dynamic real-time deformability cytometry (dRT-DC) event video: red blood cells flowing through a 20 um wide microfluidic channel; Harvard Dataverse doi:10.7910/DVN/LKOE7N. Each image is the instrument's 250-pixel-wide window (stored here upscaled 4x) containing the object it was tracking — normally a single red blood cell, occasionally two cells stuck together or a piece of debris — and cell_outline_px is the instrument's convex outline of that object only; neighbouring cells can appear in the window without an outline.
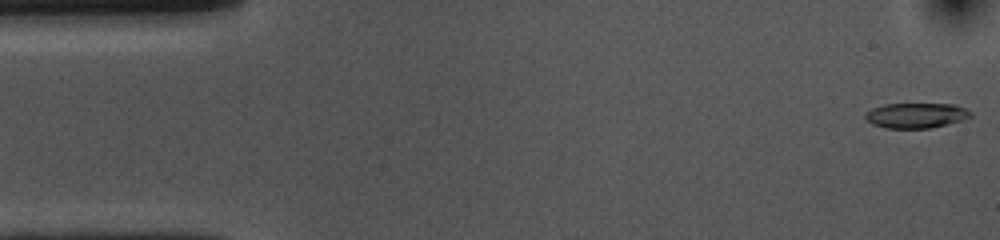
{"species": "common noctule bat (a hibernating species)", "species_latin": "Nyctalus noctula", "temperature_condition": "cold", "stored_images_in_passage": 55, "camera_frame_rate_fps": 3000, "um_per_image_px": 0.085, "animal": {"sex": "female", "body_mass_g": 10.0, "forearm_length_mm": 53.1}, "frame": {"image": 1, "passage_image": 1, "time_ms": 0.0, "image_size_px": [1000, 240], "cell_outline_px": [[972, 116], [960, 120], [932, 128], [888, 128], [872, 124], [864, 116], [872, 108], [884, 104], [952, 104], [964, 108], [972, 112]], "centroid_in_image_um": [77.86, 9.81], "position_along_channel_um": 7.1, "area_um2": 15.2}}
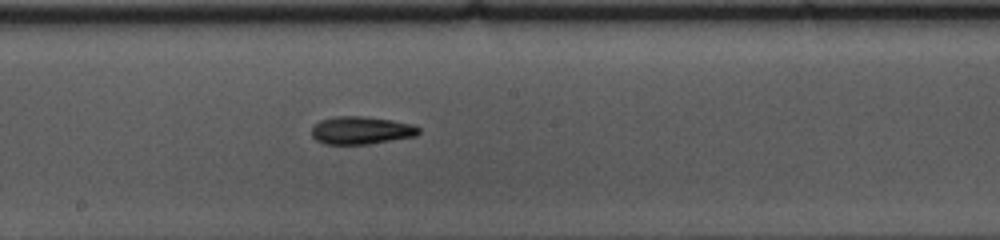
{"frame": {"image": 2, "passage_image": 28, "time_ms": 9.0, "image_size_px": [1000, 240], "cell_outline_px": [[420, 132], [416, 136], [368, 144], [324, 144], [316, 140], [312, 136], [312, 128], [320, 120], [336, 116], [364, 116], [392, 120], [412, 124], [420, 128]], "centroid_in_image_um": [30.7, 11.08], "position_along_channel_um": 217.5, "area_um2": 17.34}}
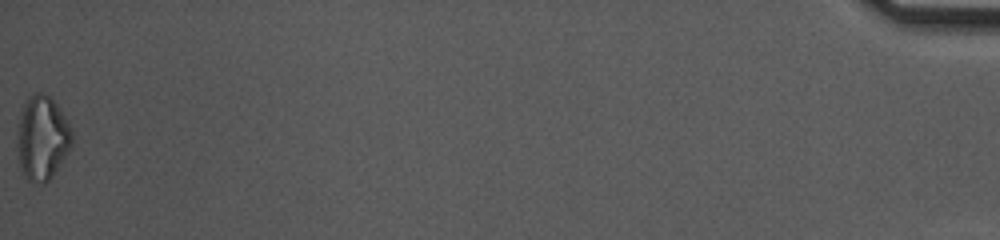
{"frame": {"image": 3, "passage_image": 55, "time_ms": 18.0, "image_size_px": [1000, 240], "cell_outline_px": [[72, 144], [52, 176], [44, 184], [40, 184], [28, 180], [20, 168], [16, 148], [16, 144], [20, 112], [28, 96], [36, 92], [40, 92], [48, 96], [56, 104], [68, 120], [72, 128]], "centroid_in_image_um": [3.57, 11.72], "position_along_channel_um": 431.6, "area_um2": 26.93}, "authors_computed_cell_mechanics": {"area_um2": 17.1088, "velocity_mm_per_s": 3.575, "shape_relaxation_time_tau1_ms": 6.8564, "shape_relaxation_time_tau2_ms": 6.2208, "deformation_change_tau1": 0.1708, "deformation_change_tau2": 0.1503}}